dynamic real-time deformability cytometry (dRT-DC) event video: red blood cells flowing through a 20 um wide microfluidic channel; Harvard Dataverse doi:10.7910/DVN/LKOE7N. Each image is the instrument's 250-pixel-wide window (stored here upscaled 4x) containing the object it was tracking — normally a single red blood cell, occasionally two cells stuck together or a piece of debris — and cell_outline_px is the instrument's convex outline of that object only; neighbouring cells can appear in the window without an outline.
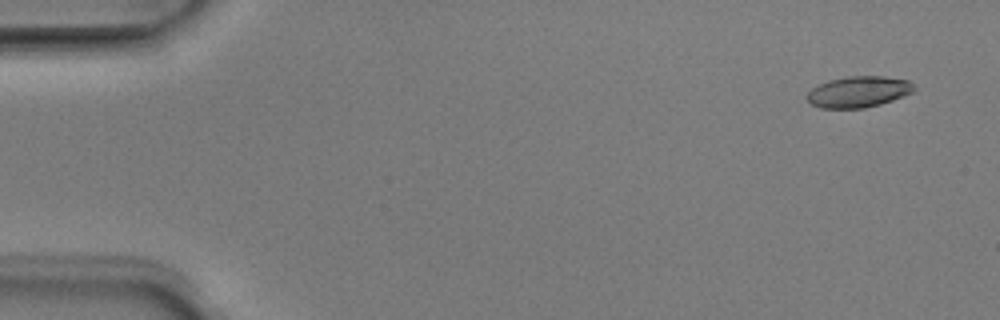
{"species": "Egyptian fruit bat (a non-hibernating species)", "species_latin": "Rousettus aegyptiacus", "temperature_condition": "room temperature", "stored_images_in_passage": 6, "camera_frame_rate_fps": 3000, "um_per_image_px": 0.085, "animal": {"sex": "male"}, "frame": {"image": 1, "passage_image": 1, "time_ms": 0.0, "image_size_px": [1000, 320], "cell_outline_px": [[916, 88], [912, 92], [892, 100], [880, 104], [864, 108], [820, 108], [812, 104], [804, 96], [812, 88], [828, 80], [848, 76], [884, 76], [908, 80]], "centroid_in_image_um": [72.95, 7.8], "position_along_channel_um": 12.1, "area_um2": 19.36}}
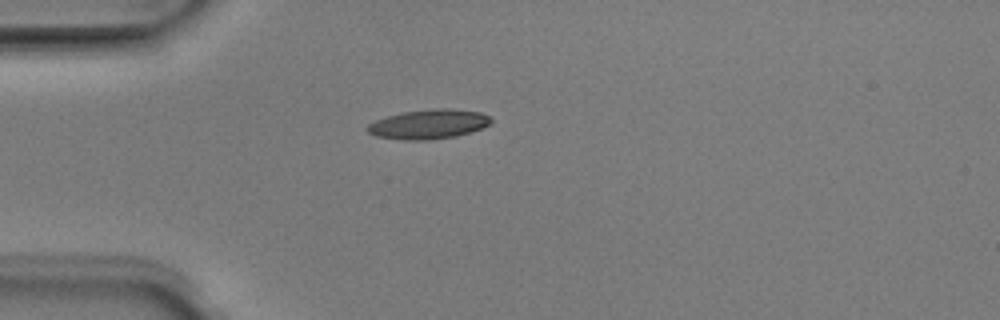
{"frame": {"image": 2, "passage_image": 4, "time_ms": 1.0, "image_size_px": [1000, 320], "cell_outline_px": [[492, 120], [488, 124], [480, 128], [456, 136], [428, 140], [400, 140], [376, 136], [368, 132], [364, 128], [368, 124], [376, 120], [388, 116], [404, 112], [432, 108], [448, 108], [480, 112], [488, 116]], "centroid_in_image_um": [36.38, 10.56], "position_along_channel_um": 48.6, "area_um2": 21.1}}
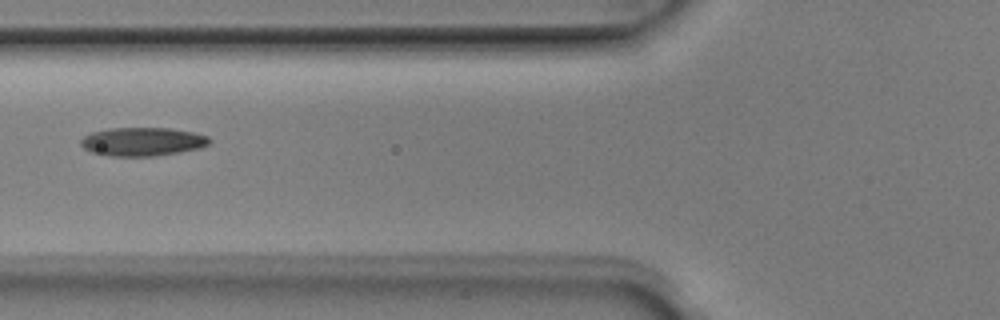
{"frame": {"image": 3, "passage_image": 6, "time_ms": 1.667, "image_size_px": [1000, 320], "cell_outline_px": [[212, 140], [208, 144], [200, 148], [180, 152], [156, 156], [108, 156], [92, 152], [84, 148], [80, 144], [80, 140], [84, 136], [92, 132], [108, 128], [168, 128], [192, 132], [208, 136]], "centroid_in_image_um": [12.1, 12.04], "position_along_channel_um": 113.7, "area_um2": 21.44}}